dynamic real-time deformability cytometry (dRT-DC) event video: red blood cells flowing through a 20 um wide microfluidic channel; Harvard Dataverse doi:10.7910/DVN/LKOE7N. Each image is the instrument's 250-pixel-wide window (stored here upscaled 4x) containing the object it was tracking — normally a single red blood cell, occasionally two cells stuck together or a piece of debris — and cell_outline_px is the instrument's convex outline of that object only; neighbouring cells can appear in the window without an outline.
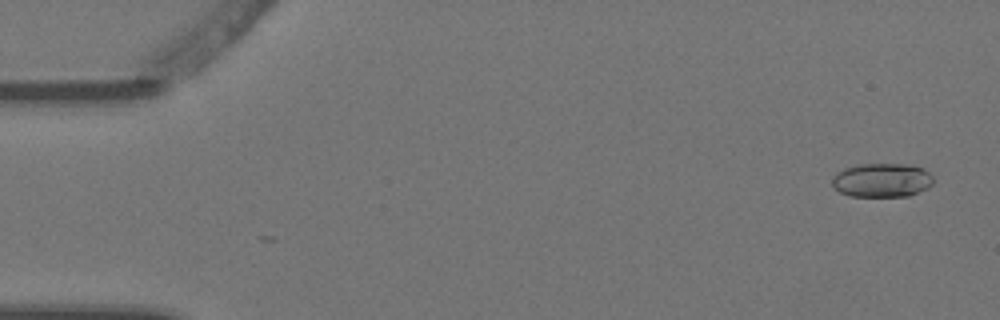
{"species": "Egyptian fruit bat (a non-hibernating species)", "species_latin": "Rousettus aegyptiacus", "temperature_condition": "warm", "stored_images_in_passage": 4, "camera_frame_rate_fps": 3000, "um_per_image_px": 0.085, "animal": {"sex": "female"}, "frame": {"image": 1, "passage_image": 1, "time_ms": 0.0, "image_size_px": [1000, 320], "cell_outline_px": [[932, 184], [928, 188], [908, 196], [848, 196], [832, 188], [832, 176], [836, 172], [844, 168], [860, 164], [908, 164], [924, 168], [932, 176]], "centroid_in_image_um": [74.93, 15.31], "position_along_channel_um": 10.1, "area_um2": 20.23}}
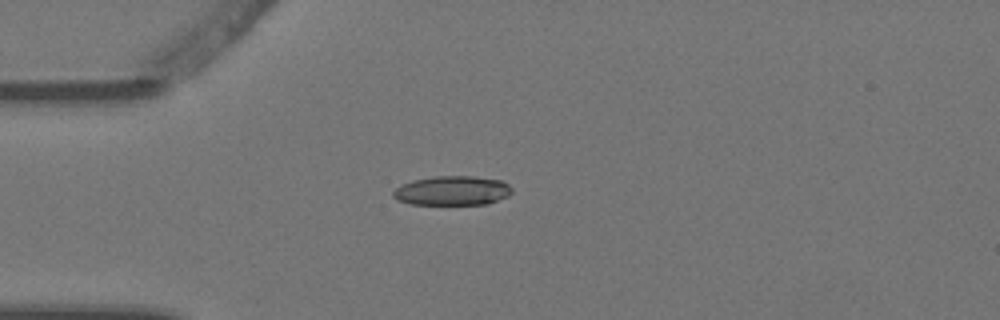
{"frame": {"image": 2, "passage_image": 4, "time_ms": 1.0, "image_size_px": [1000, 320], "cell_outline_px": [[512, 192], [508, 196], [488, 204], [412, 204], [396, 200], [392, 196], [392, 192], [396, 188], [412, 180], [436, 176], [472, 176], [500, 180], [508, 184], [512, 188]], "centroid_in_image_um": [38.45, 16.21], "position_along_channel_um": 46.6, "area_um2": 20.29}}